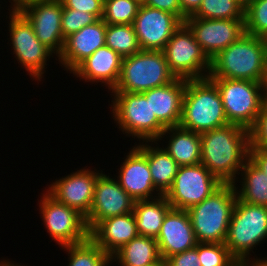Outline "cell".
Here are the masks:
<instances>
[{"label": "cell", "mask_w": 267, "mask_h": 266, "mask_svg": "<svg viewBox=\"0 0 267 266\" xmlns=\"http://www.w3.org/2000/svg\"><path fill=\"white\" fill-rule=\"evenodd\" d=\"M142 4L174 14L182 23L187 18L181 11L179 0H144Z\"/></svg>", "instance_id": "obj_39"}, {"label": "cell", "mask_w": 267, "mask_h": 266, "mask_svg": "<svg viewBox=\"0 0 267 266\" xmlns=\"http://www.w3.org/2000/svg\"><path fill=\"white\" fill-rule=\"evenodd\" d=\"M209 79L217 86L228 123L250 130L265 101V84L228 78Z\"/></svg>", "instance_id": "obj_8"}, {"label": "cell", "mask_w": 267, "mask_h": 266, "mask_svg": "<svg viewBox=\"0 0 267 266\" xmlns=\"http://www.w3.org/2000/svg\"><path fill=\"white\" fill-rule=\"evenodd\" d=\"M165 262L167 266H201L198 257V243L192 249L168 257Z\"/></svg>", "instance_id": "obj_38"}, {"label": "cell", "mask_w": 267, "mask_h": 266, "mask_svg": "<svg viewBox=\"0 0 267 266\" xmlns=\"http://www.w3.org/2000/svg\"><path fill=\"white\" fill-rule=\"evenodd\" d=\"M158 145L157 141H147V160L154 187L165 195L173 184L179 165L163 146Z\"/></svg>", "instance_id": "obj_28"}, {"label": "cell", "mask_w": 267, "mask_h": 266, "mask_svg": "<svg viewBox=\"0 0 267 266\" xmlns=\"http://www.w3.org/2000/svg\"><path fill=\"white\" fill-rule=\"evenodd\" d=\"M266 239L267 207L237 199L224 242L230 254L237 261L265 260L264 257L250 258V253H254L256 245L263 244Z\"/></svg>", "instance_id": "obj_5"}, {"label": "cell", "mask_w": 267, "mask_h": 266, "mask_svg": "<svg viewBox=\"0 0 267 266\" xmlns=\"http://www.w3.org/2000/svg\"><path fill=\"white\" fill-rule=\"evenodd\" d=\"M19 12L32 25L37 39L58 58L65 44L61 28L63 12L61 1H37L25 6Z\"/></svg>", "instance_id": "obj_17"}, {"label": "cell", "mask_w": 267, "mask_h": 266, "mask_svg": "<svg viewBox=\"0 0 267 266\" xmlns=\"http://www.w3.org/2000/svg\"><path fill=\"white\" fill-rule=\"evenodd\" d=\"M249 149L267 150V101L261 106L256 122L249 130Z\"/></svg>", "instance_id": "obj_36"}, {"label": "cell", "mask_w": 267, "mask_h": 266, "mask_svg": "<svg viewBox=\"0 0 267 266\" xmlns=\"http://www.w3.org/2000/svg\"><path fill=\"white\" fill-rule=\"evenodd\" d=\"M232 266H241V261H236Z\"/></svg>", "instance_id": "obj_48"}, {"label": "cell", "mask_w": 267, "mask_h": 266, "mask_svg": "<svg viewBox=\"0 0 267 266\" xmlns=\"http://www.w3.org/2000/svg\"><path fill=\"white\" fill-rule=\"evenodd\" d=\"M228 124L217 86L208 77L186 80L179 126L202 134Z\"/></svg>", "instance_id": "obj_3"}, {"label": "cell", "mask_w": 267, "mask_h": 266, "mask_svg": "<svg viewBox=\"0 0 267 266\" xmlns=\"http://www.w3.org/2000/svg\"><path fill=\"white\" fill-rule=\"evenodd\" d=\"M171 208L164 195L151 200L135 201L133 213L138 234L156 239L164 217Z\"/></svg>", "instance_id": "obj_26"}, {"label": "cell", "mask_w": 267, "mask_h": 266, "mask_svg": "<svg viewBox=\"0 0 267 266\" xmlns=\"http://www.w3.org/2000/svg\"><path fill=\"white\" fill-rule=\"evenodd\" d=\"M239 175L242 178L233 183L237 199L245 203L267 207V175L249 158L241 168ZM238 182L241 185L240 188L236 184Z\"/></svg>", "instance_id": "obj_27"}, {"label": "cell", "mask_w": 267, "mask_h": 266, "mask_svg": "<svg viewBox=\"0 0 267 266\" xmlns=\"http://www.w3.org/2000/svg\"><path fill=\"white\" fill-rule=\"evenodd\" d=\"M182 22L174 15L160 9L141 4L133 26L141 50H160Z\"/></svg>", "instance_id": "obj_18"}, {"label": "cell", "mask_w": 267, "mask_h": 266, "mask_svg": "<svg viewBox=\"0 0 267 266\" xmlns=\"http://www.w3.org/2000/svg\"><path fill=\"white\" fill-rule=\"evenodd\" d=\"M239 3H241L244 7H246L248 4L252 2V0H237Z\"/></svg>", "instance_id": "obj_45"}, {"label": "cell", "mask_w": 267, "mask_h": 266, "mask_svg": "<svg viewBox=\"0 0 267 266\" xmlns=\"http://www.w3.org/2000/svg\"><path fill=\"white\" fill-rule=\"evenodd\" d=\"M8 10L9 17L6 15V19H9L8 31L12 53L31 79L41 82L46 73L47 61L55 54L37 39L32 25L19 11Z\"/></svg>", "instance_id": "obj_9"}, {"label": "cell", "mask_w": 267, "mask_h": 266, "mask_svg": "<svg viewBox=\"0 0 267 266\" xmlns=\"http://www.w3.org/2000/svg\"><path fill=\"white\" fill-rule=\"evenodd\" d=\"M123 58L108 46L98 48L71 73L80 80L103 84L111 92L118 83Z\"/></svg>", "instance_id": "obj_21"}, {"label": "cell", "mask_w": 267, "mask_h": 266, "mask_svg": "<svg viewBox=\"0 0 267 266\" xmlns=\"http://www.w3.org/2000/svg\"><path fill=\"white\" fill-rule=\"evenodd\" d=\"M198 257L201 266H232L237 261L225 243L198 242Z\"/></svg>", "instance_id": "obj_34"}, {"label": "cell", "mask_w": 267, "mask_h": 266, "mask_svg": "<svg viewBox=\"0 0 267 266\" xmlns=\"http://www.w3.org/2000/svg\"><path fill=\"white\" fill-rule=\"evenodd\" d=\"M156 241L163 261L194 248L198 242L188 212L171 208L164 217Z\"/></svg>", "instance_id": "obj_19"}, {"label": "cell", "mask_w": 267, "mask_h": 266, "mask_svg": "<svg viewBox=\"0 0 267 266\" xmlns=\"http://www.w3.org/2000/svg\"><path fill=\"white\" fill-rule=\"evenodd\" d=\"M155 266H167L166 262L165 261H161L160 263H158L157 265Z\"/></svg>", "instance_id": "obj_47"}, {"label": "cell", "mask_w": 267, "mask_h": 266, "mask_svg": "<svg viewBox=\"0 0 267 266\" xmlns=\"http://www.w3.org/2000/svg\"><path fill=\"white\" fill-rule=\"evenodd\" d=\"M111 114L123 134L139 143L156 141L166 127L152 114L150 98L142 93L110 92Z\"/></svg>", "instance_id": "obj_6"}, {"label": "cell", "mask_w": 267, "mask_h": 266, "mask_svg": "<svg viewBox=\"0 0 267 266\" xmlns=\"http://www.w3.org/2000/svg\"><path fill=\"white\" fill-rule=\"evenodd\" d=\"M68 252L67 266H111V257L90 237L84 242L62 247Z\"/></svg>", "instance_id": "obj_29"}, {"label": "cell", "mask_w": 267, "mask_h": 266, "mask_svg": "<svg viewBox=\"0 0 267 266\" xmlns=\"http://www.w3.org/2000/svg\"><path fill=\"white\" fill-rule=\"evenodd\" d=\"M105 45L122 58L141 51L133 24H106Z\"/></svg>", "instance_id": "obj_30"}, {"label": "cell", "mask_w": 267, "mask_h": 266, "mask_svg": "<svg viewBox=\"0 0 267 266\" xmlns=\"http://www.w3.org/2000/svg\"><path fill=\"white\" fill-rule=\"evenodd\" d=\"M245 7L237 0H203L192 15L206 19H244Z\"/></svg>", "instance_id": "obj_31"}, {"label": "cell", "mask_w": 267, "mask_h": 266, "mask_svg": "<svg viewBox=\"0 0 267 266\" xmlns=\"http://www.w3.org/2000/svg\"><path fill=\"white\" fill-rule=\"evenodd\" d=\"M138 235L133 212L102 220L89 232V237L110 257Z\"/></svg>", "instance_id": "obj_23"}, {"label": "cell", "mask_w": 267, "mask_h": 266, "mask_svg": "<svg viewBox=\"0 0 267 266\" xmlns=\"http://www.w3.org/2000/svg\"><path fill=\"white\" fill-rule=\"evenodd\" d=\"M209 60L244 33V19H206L188 16L183 22Z\"/></svg>", "instance_id": "obj_13"}, {"label": "cell", "mask_w": 267, "mask_h": 266, "mask_svg": "<svg viewBox=\"0 0 267 266\" xmlns=\"http://www.w3.org/2000/svg\"><path fill=\"white\" fill-rule=\"evenodd\" d=\"M245 33L267 38V0H252L244 11Z\"/></svg>", "instance_id": "obj_33"}, {"label": "cell", "mask_w": 267, "mask_h": 266, "mask_svg": "<svg viewBox=\"0 0 267 266\" xmlns=\"http://www.w3.org/2000/svg\"><path fill=\"white\" fill-rule=\"evenodd\" d=\"M101 173L94 187L93 203L85 218L89 232L102 220L133 212L135 200L120 186L118 180Z\"/></svg>", "instance_id": "obj_15"}, {"label": "cell", "mask_w": 267, "mask_h": 266, "mask_svg": "<svg viewBox=\"0 0 267 266\" xmlns=\"http://www.w3.org/2000/svg\"><path fill=\"white\" fill-rule=\"evenodd\" d=\"M265 260L241 261V266H267V257Z\"/></svg>", "instance_id": "obj_43"}, {"label": "cell", "mask_w": 267, "mask_h": 266, "mask_svg": "<svg viewBox=\"0 0 267 266\" xmlns=\"http://www.w3.org/2000/svg\"><path fill=\"white\" fill-rule=\"evenodd\" d=\"M237 201L233 183H223L216 191L186 211L199 243H224Z\"/></svg>", "instance_id": "obj_4"}, {"label": "cell", "mask_w": 267, "mask_h": 266, "mask_svg": "<svg viewBox=\"0 0 267 266\" xmlns=\"http://www.w3.org/2000/svg\"><path fill=\"white\" fill-rule=\"evenodd\" d=\"M201 164L222 183H234L249 158V130L228 124L200 134ZM237 175V176H236Z\"/></svg>", "instance_id": "obj_1"}, {"label": "cell", "mask_w": 267, "mask_h": 266, "mask_svg": "<svg viewBox=\"0 0 267 266\" xmlns=\"http://www.w3.org/2000/svg\"><path fill=\"white\" fill-rule=\"evenodd\" d=\"M161 261L156 239L140 235L111 256V263L117 262L119 266H155Z\"/></svg>", "instance_id": "obj_25"}, {"label": "cell", "mask_w": 267, "mask_h": 266, "mask_svg": "<svg viewBox=\"0 0 267 266\" xmlns=\"http://www.w3.org/2000/svg\"><path fill=\"white\" fill-rule=\"evenodd\" d=\"M95 171L96 169L93 171L84 167L60 179H55L48 185L47 190L43 191L59 203L77 210L86 218L93 203L97 177L103 172L102 170Z\"/></svg>", "instance_id": "obj_14"}, {"label": "cell", "mask_w": 267, "mask_h": 266, "mask_svg": "<svg viewBox=\"0 0 267 266\" xmlns=\"http://www.w3.org/2000/svg\"><path fill=\"white\" fill-rule=\"evenodd\" d=\"M249 159L267 175V150L249 149Z\"/></svg>", "instance_id": "obj_40"}, {"label": "cell", "mask_w": 267, "mask_h": 266, "mask_svg": "<svg viewBox=\"0 0 267 266\" xmlns=\"http://www.w3.org/2000/svg\"><path fill=\"white\" fill-rule=\"evenodd\" d=\"M208 78L250 80L265 84L267 41L244 33L210 60Z\"/></svg>", "instance_id": "obj_2"}, {"label": "cell", "mask_w": 267, "mask_h": 266, "mask_svg": "<svg viewBox=\"0 0 267 266\" xmlns=\"http://www.w3.org/2000/svg\"><path fill=\"white\" fill-rule=\"evenodd\" d=\"M265 100L267 101V78L265 81Z\"/></svg>", "instance_id": "obj_46"}, {"label": "cell", "mask_w": 267, "mask_h": 266, "mask_svg": "<svg viewBox=\"0 0 267 266\" xmlns=\"http://www.w3.org/2000/svg\"><path fill=\"white\" fill-rule=\"evenodd\" d=\"M163 138L167 139V142L164 143H168L163 148L179 166L201 163V139L199 133L181 126H173L166 128L156 141L161 142Z\"/></svg>", "instance_id": "obj_24"}, {"label": "cell", "mask_w": 267, "mask_h": 266, "mask_svg": "<svg viewBox=\"0 0 267 266\" xmlns=\"http://www.w3.org/2000/svg\"><path fill=\"white\" fill-rule=\"evenodd\" d=\"M63 8L75 9L93 14L97 19L103 17L104 0H60Z\"/></svg>", "instance_id": "obj_37"}, {"label": "cell", "mask_w": 267, "mask_h": 266, "mask_svg": "<svg viewBox=\"0 0 267 266\" xmlns=\"http://www.w3.org/2000/svg\"><path fill=\"white\" fill-rule=\"evenodd\" d=\"M141 4L139 0H104L102 20L106 24H133Z\"/></svg>", "instance_id": "obj_32"}, {"label": "cell", "mask_w": 267, "mask_h": 266, "mask_svg": "<svg viewBox=\"0 0 267 266\" xmlns=\"http://www.w3.org/2000/svg\"><path fill=\"white\" fill-rule=\"evenodd\" d=\"M37 1H43V0H12L10 3V9L11 11H19L25 6L37 2Z\"/></svg>", "instance_id": "obj_42"}, {"label": "cell", "mask_w": 267, "mask_h": 266, "mask_svg": "<svg viewBox=\"0 0 267 266\" xmlns=\"http://www.w3.org/2000/svg\"><path fill=\"white\" fill-rule=\"evenodd\" d=\"M12 262L10 261V259L5 260L3 258V260L0 262V266H23V265H21V263L20 264L19 263H14V261H12Z\"/></svg>", "instance_id": "obj_44"}, {"label": "cell", "mask_w": 267, "mask_h": 266, "mask_svg": "<svg viewBox=\"0 0 267 266\" xmlns=\"http://www.w3.org/2000/svg\"><path fill=\"white\" fill-rule=\"evenodd\" d=\"M175 79L163 51L141 50L123 58L120 77L112 92L143 93Z\"/></svg>", "instance_id": "obj_7"}, {"label": "cell", "mask_w": 267, "mask_h": 266, "mask_svg": "<svg viewBox=\"0 0 267 266\" xmlns=\"http://www.w3.org/2000/svg\"><path fill=\"white\" fill-rule=\"evenodd\" d=\"M203 0H179L181 11L188 17L192 16L201 6Z\"/></svg>", "instance_id": "obj_41"}, {"label": "cell", "mask_w": 267, "mask_h": 266, "mask_svg": "<svg viewBox=\"0 0 267 266\" xmlns=\"http://www.w3.org/2000/svg\"><path fill=\"white\" fill-rule=\"evenodd\" d=\"M98 19L90 13L75 9L63 8L61 17V28L63 38L66 39L71 34L78 32L83 27L93 24Z\"/></svg>", "instance_id": "obj_35"}, {"label": "cell", "mask_w": 267, "mask_h": 266, "mask_svg": "<svg viewBox=\"0 0 267 266\" xmlns=\"http://www.w3.org/2000/svg\"><path fill=\"white\" fill-rule=\"evenodd\" d=\"M38 201L46 232L59 247L81 243L89 238L85 217L77 210L59 203L46 191Z\"/></svg>", "instance_id": "obj_11"}, {"label": "cell", "mask_w": 267, "mask_h": 266, "mask_svg": "<svg viewBox=\"0 0 267 266\" xmlns=\"http://www.w3.org/2000/svg\"><path fill=\"white\" fill-rule=\"evenodd\" d=\"M106 23L98 19L65 39L58 60L64 69L71 73L83 60L90 57L98 48L105 46Z\"/></svg>", "instance_id": "obj_20"}, {"label": "cell", "mask_w": 267, "mask_h": 266, "mask_svg": "<svg viewBox=\"0 0 267 266\" xmlns=\"http://www.w3.org/2000/svg\"><path fill=\"white\" fill-rule=\"evenodd\" d=\"M162 51L176 78L193 80L208 77L210 60L184 23L173 33Z\"/></svg>", "instance_id": "obj_10"}, {"label": "cell", "mask_w": 267, "mask_h": 266, "mask_svg": "<svg viewBox=\"0 0 267 266\" xmlns=\"http://www.w3.org/2000/svg\"><path fill=\"white\" fill-rule=\"evenodd\" d=\"M124 157L118 176L120 186L135 200H151L162 194L154 187L147 160V141L134 146Z\"/></svg>", "instance_id": "obj_16"}, {"label": "cell", "mask_w": 267, "mask_h": 266, "mask_svg": "<svg viewBox=\"0 0 267 266\" xmlns=\"http://www.w3.org/2000/svg\"><path fill=\"white\" fill-rule=\"evenodd\" d=\"M185 89L186 79L176 78L167 85L142 93L146 98H150L152 114H155L166 128L179 126Z\"/></svg>", "instance_id": "obj_22"}, {"label": "cell", "mask_w": 267, "mask_h": 266, "mask_svg": "<svg viewBox=\"0 0 267 266\" xmlns=\"http://www.w3.org/2000/svg\"><path fill=\"white\" fill-rule=\"evenodd\" d=\"M223 183L203 164L179 166L171 188L164 195L174 209L187 210L201 203Z\"/></svg>", "instance_id": "obj_12"}]
</instances>
